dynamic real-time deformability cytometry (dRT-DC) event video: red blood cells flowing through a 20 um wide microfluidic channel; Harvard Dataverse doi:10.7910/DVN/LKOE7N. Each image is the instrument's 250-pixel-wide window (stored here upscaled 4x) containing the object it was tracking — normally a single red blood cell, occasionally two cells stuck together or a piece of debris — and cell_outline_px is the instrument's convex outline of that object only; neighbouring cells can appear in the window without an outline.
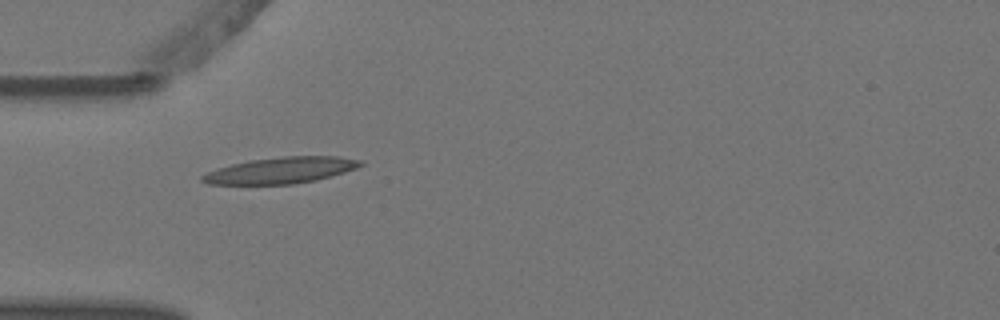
{"species": "Egyptian fruit bat (a non-hibernating species)", "species_latin": "Rousettus aegyptiacus", "temperature_condition": "warm", "stored_images_in_passage": 4, "camera_frame_rate_fps": 3000, "um_per_image_px": 0.085, "animal": {"sex": "female"}, "frame": {"image": 1, "passage_image": 1, "time_ms": 0.0, "image_size_px": [1000, 320], "cell_outline_px": [[364, 164], [356, 168], [344, 172], [316, 180], [292, 184], [208, 184], [200, 180], [200, 176], [216, 168], [248, 160], [284, 156], [340, 156], [364, 160]], "centroid_in_image_um": [23.89, 14.47], "position_along_channel_um": 61.1, "area_um2": 24.28}}
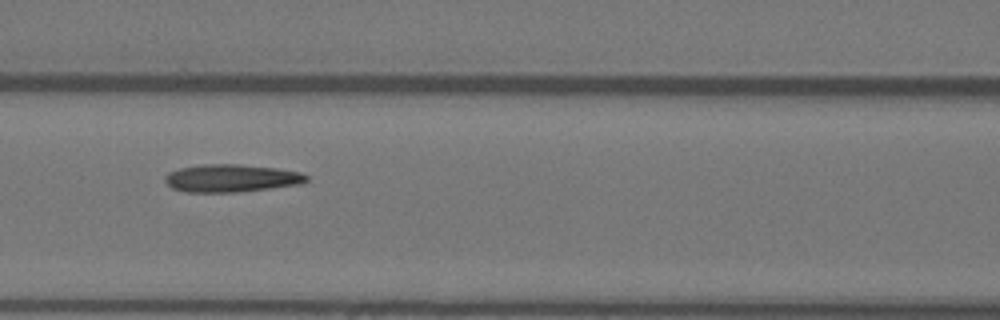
{"frame": {"image": 2, "passage_image": 3, "time_ms": 0.667, "image_size_px": [1000, 320], "cell_outline_px": [[308, 180], [300, 184], [236, 192], [184, 192], [172, 188], [164, 180], [164, 176], [168, 172], [180, 168], [204, 164], [240, 164], [276, 168], [300, 172], [308, 176]], "centroid_in_image_um": [19.63, 15.14], "position_along_channel_um": 147.0, "area_um2": 22.77}}
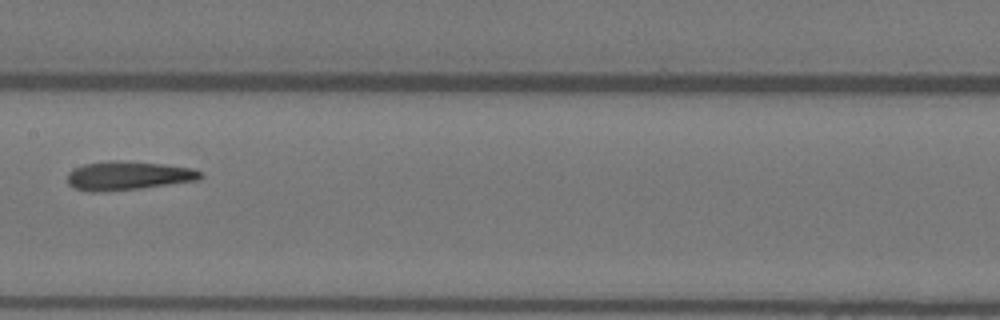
{"frame": {"image": 3, "passage_image": 4, "time_ms": 1.0, "image_size_px": [1000, 320], "cell_outline_px": [[204, 176], [200, 180], [140, 188], [96, 192], [92, 192], [76, 188], [68, 184], [68, 172], [72, 168], [84, 164], [108, 160], [112, 160], [160, 164], [192, 168], [204, 172]], "centroid_in_image_um": [10.9, 14.93], "position_along_channel_um": 196.5, "area_um2": 22.25}}